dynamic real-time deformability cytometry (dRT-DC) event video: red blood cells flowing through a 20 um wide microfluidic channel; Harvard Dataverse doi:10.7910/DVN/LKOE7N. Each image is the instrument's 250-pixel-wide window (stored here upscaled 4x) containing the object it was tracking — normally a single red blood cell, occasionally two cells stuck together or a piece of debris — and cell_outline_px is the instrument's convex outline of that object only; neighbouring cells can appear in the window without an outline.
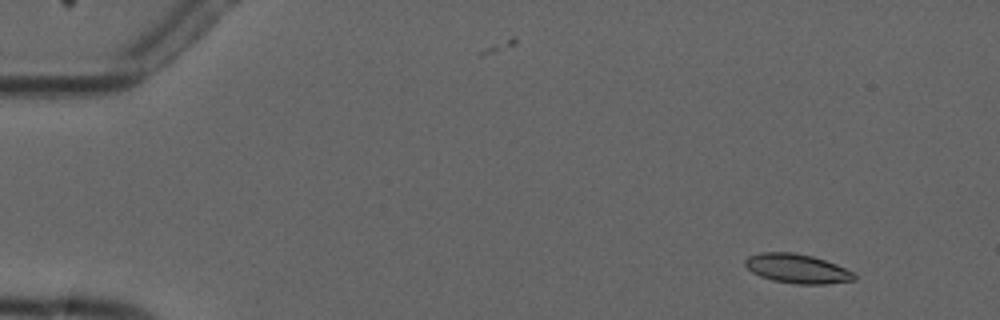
{"species": "common noctule bat (a hibernating species)", "species_latin": "Nyctalus noctula", "temperature_condition": "cold", "stored_images_in_passage": 7, "camera_frame_rate_fps": 3000, "um_per_image_px": 0.085, "animal": {"sex": "male", "forearm_length_mm": 52.5}, "frame": {"image": 1, "passage_image": 2, "time_ms": 1.333, "image_size_px": [1000, 320], "cell_outline_px": [[856, 280], [824, 284], [796, 284], [772, 280], [760, 276], [752, 272], [744, 264], [744, 260], [748, 256], [760, 252], [796, 252], [812, 256], [836, 264], [852, 272], [856, 276]], "centroid_in_image_um": [67.73, 22.83], "position_along_channel_um": 17.3, "area_um2": 18.61}}
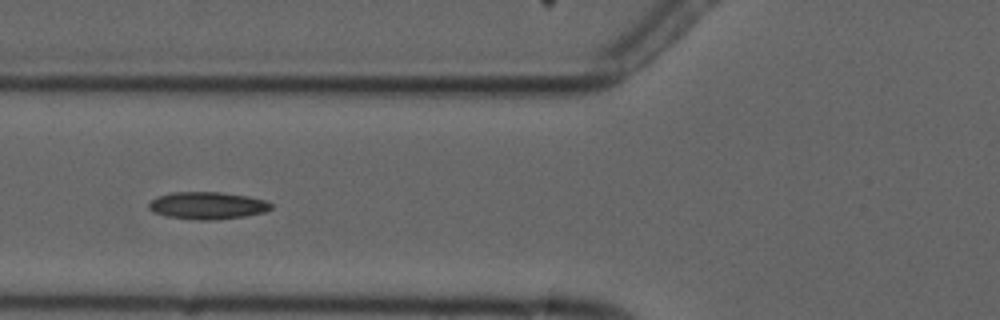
{"frame": {"image": 2, "passage_image": 6, "time_ms": 6.667, "image_size_px": [1000, 320], "cell_outline_px": [[272, 208], [264, 212], [244, 216], [212, 220], [196, 220], [168, 216], [152, 212], [148, 208], [148, 204], [156, 196], [172, 192], [220, 192], [248, 196], [268, 200], [272, 204]], "centroid_in_image_um": [17.63, 17.46], "position_along_channel_um": 108.2, "area_um2": 19.54}}
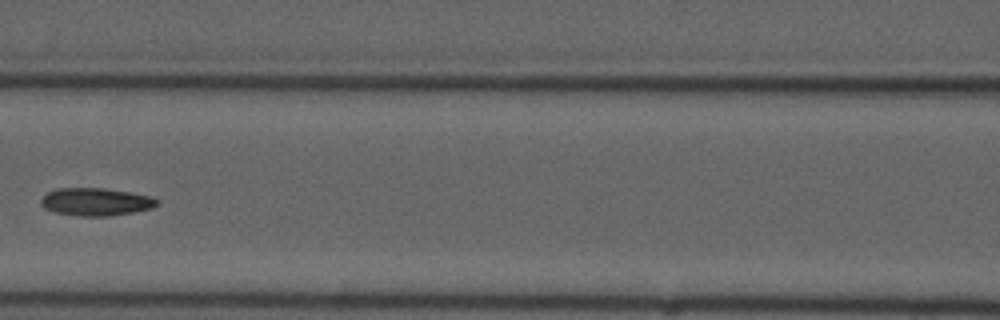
{"frame": {"image": 3, "passage_image": 7, "time_ms": 8.0, "image_size_px": [1000, 320], "cell_outline_px": [[160, 200], [152, 208], [132, 212], [108, 216], [80, 216], [56, 212], [44, 208], [40, 204], [40, 200], [48, 192], [56, 188], [104, 188], [132, 192], [148, 196]], "centroid_in_image_um": [8.13, 17.14], "position_along_channel_um": 158.5, "area_um2": 18.67}}